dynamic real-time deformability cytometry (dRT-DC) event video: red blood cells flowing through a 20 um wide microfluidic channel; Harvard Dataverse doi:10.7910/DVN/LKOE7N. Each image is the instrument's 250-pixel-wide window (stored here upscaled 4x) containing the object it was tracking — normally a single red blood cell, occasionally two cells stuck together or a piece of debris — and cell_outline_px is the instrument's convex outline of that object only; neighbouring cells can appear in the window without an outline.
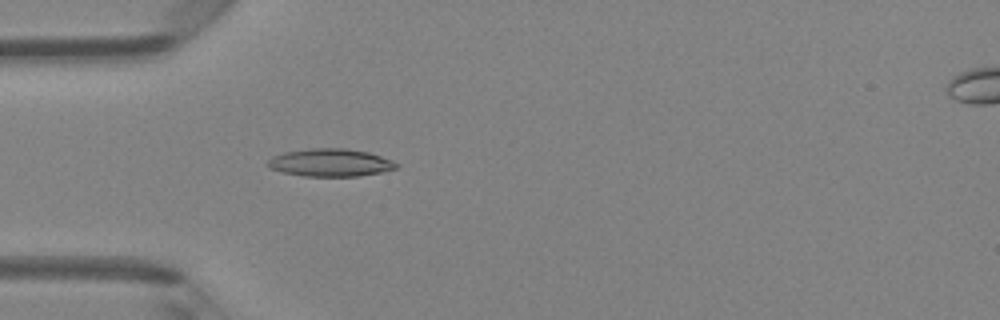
{"species": "Egyptian fruit bat (a non-hibernating species)", "species_latin": "Rousettus aegyptiacus", "temperature_condition": "room temperature", "stored_images_in_passage": 6, "camera_frame_rate_fps": 3000, "um_per_image_px": 0.085, "animal": {"sex": "female"}, "frame": {"image": 1, "passage_image": 5, "time_ms": 1.333, "image_size_px": [1000, 320], "cell_outline_px": [[400, 164], [396, 168], [384, 172], [356, 176], [304, 176], [284, 172], [268, 168], [268, 160], [272, 156], [284, 152], [308, 148], [344, 148], [368, 152], [392, 160]], "centroid_in_image_um": [28.09, 13.82], "position_along_channel_um": 56.9, "area_um2": 20.81}}